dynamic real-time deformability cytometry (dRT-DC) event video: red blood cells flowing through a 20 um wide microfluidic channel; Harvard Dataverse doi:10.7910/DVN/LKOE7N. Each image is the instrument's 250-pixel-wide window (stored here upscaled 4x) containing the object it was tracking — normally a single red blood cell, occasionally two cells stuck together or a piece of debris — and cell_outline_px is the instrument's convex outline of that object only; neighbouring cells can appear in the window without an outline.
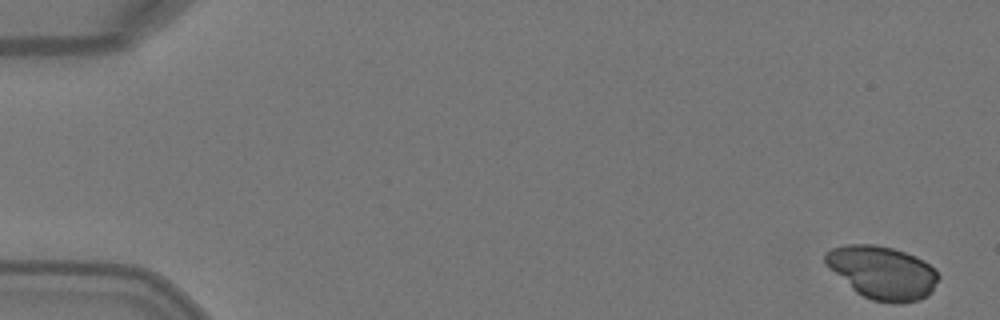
{"species": "Egyptian fruit bat (a non-hibernating species)", "species_latin": "Rousettus aegyptiacus", "temperature_condition": "warm", "stored_images_in_passage": 5, "camera_frame_rate_fps": 3000, "um_per_image_px": 0.085, "animal": {"sex": "female"}, "frame": {"image": 1, "passage_image": 1, "time_ms": 0.0, "image_size_px": [1000, 320], "cell_outline_px": [[940, 276], [932, 292], [928, 296], [920, 300], [900, 304], [892, 304], [872, 300], [856, 292], [824, 264], [824, 252], [832, 248], [848, 244], [876, 244], [892, 248], [916, 256], [924, 260], [936, 268]], "centroid_in_image_um": [75.02, 23.17], "position_along_channel_um": 10.0, "area_um2": 35.43}}